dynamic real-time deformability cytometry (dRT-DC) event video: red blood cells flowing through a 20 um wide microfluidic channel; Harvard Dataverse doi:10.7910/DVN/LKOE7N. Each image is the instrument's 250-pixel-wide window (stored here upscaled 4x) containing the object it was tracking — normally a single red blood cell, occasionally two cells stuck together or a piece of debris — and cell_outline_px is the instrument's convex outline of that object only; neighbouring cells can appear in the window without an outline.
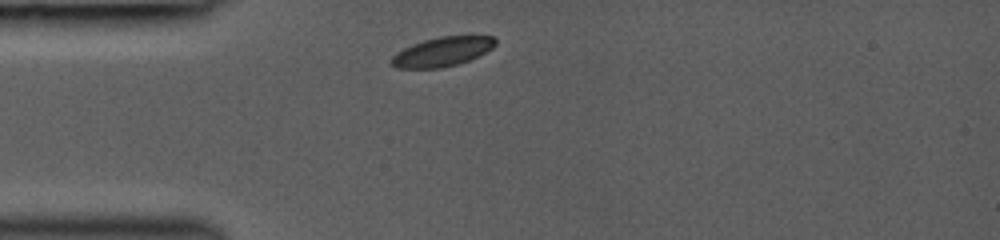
{"species": "common noctule bat (a hibernating species)", "species_latin": "Nyctalus noctula", "temperature_condition": "room temperature", "stored_images_in_passage": 6, "camera_frame_rate_fps": 3000, "um_per_image_px": 0.085, "animal": {"sex": "female", "body_mass_g": 19.0, "forearm_length_mm": 53.3}, "frame": {"image": 1, "passage_image": 1, "time_ms": 0.0, "image_size_px": [1000, 240], "cell_outline_px": [[496, 44], [492, 48], [468, 60], [456, 64], [440, 68], [396, 68], [392, 64], [392, 56], [396, 52], [412, 44], [424, 40], [440, 36], [496, 36]], "centroid_in_image_um": [37.59, 4.38], "position_along_channel_um": 47.4, "area_um2": 17.51}}
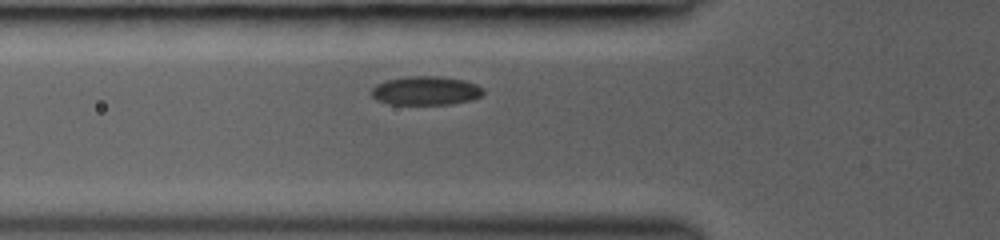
{"frame": {"image": 2, "passage_image": 4, "time_ms": 1.333, "image_size_px": [1000, 240], "cell_outline_px": [[484, 92], [480, 96], [472, 100], [452, 104], [388, 104], [376, 100], [372, 96], [372, 88], [376, 84], [388, 80], [408, 76], [440, 76], [464, 80], [476, 84], [484, 88]], "centroid_in_image_um": [36.21, 7.71], "position_along_channel_um": 89.6, "area_um2": 18.84}}
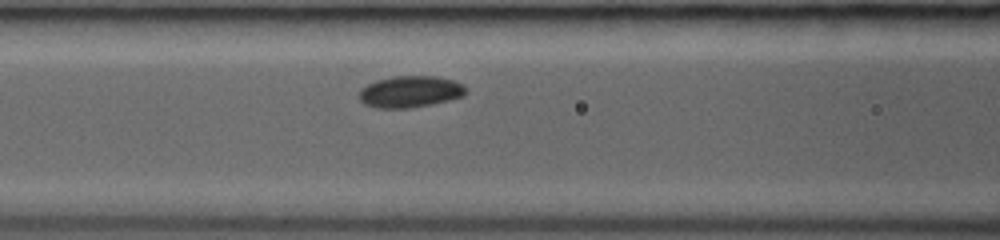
{"frame": {"image": 3, "passage_image": 6, "time_ms": 2.333, "image_size_px": [1000, 240], "cell_outline_px": [[464, 96], [432, 104], [408, 108], [376, 108], [364, 104], [360, 100], [360, 88], [376, 80], [392, 76], [436, 76], [452, 80], [464, 84]], "centroid_in_image_um": [34.84, 7.79], "position_along_channel_um": 131.8, "area_um2": 19.59}}